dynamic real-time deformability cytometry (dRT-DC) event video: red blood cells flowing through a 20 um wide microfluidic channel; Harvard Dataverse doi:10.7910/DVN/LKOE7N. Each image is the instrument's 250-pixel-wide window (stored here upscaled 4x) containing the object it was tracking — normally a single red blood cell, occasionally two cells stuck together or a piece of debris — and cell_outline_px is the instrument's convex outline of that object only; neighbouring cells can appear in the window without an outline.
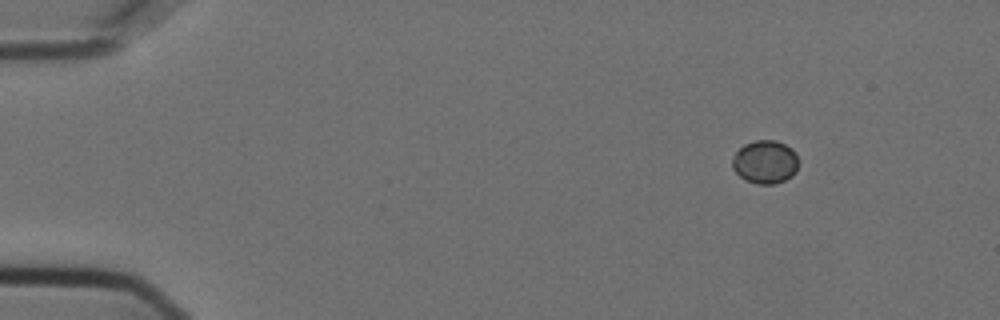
{"species": "Egyptian fruit bat (a non-hibernating species)", "species_latin": "Rousettus aegyptiacus", "temperature_condition": "cold", "stored_images_in_passage": 39, "camera_frame_rate_fps": 3000, "um_per_image_px": 0.085, "animal": {"sex": "female"}, "frame": {"image": 1, "passage_image": 1, "time_ms": 0.0, "image_size_px": [1000, 320], "cell_outline_px": [[796, 172], [792, 176], [776, 184], [756, 184], [744, 180], [732, 168], [732, 156], [744, 144], [756, 140], [776, 140], [792, 148], [796, 152]], "centroid_in_image_um": [65.01, 13.77], "position_along_channel_um": 20.0, "area_um2": 16.76}}
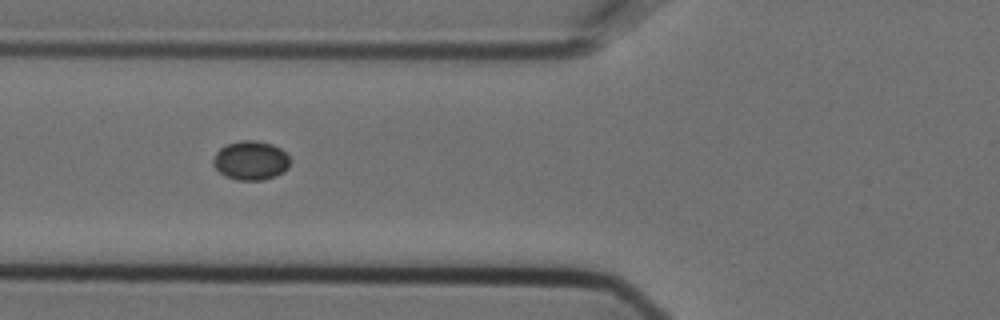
{"frame": {"image": 2, "passage_image": 16, "time_ms": 5.0, "image_size_px": [1000, 320], "cell_outline_px": [[288, 168], [284, 172], [276, 176], [264, 180], [236, 180], [224, 176], [212, 164], [212, 160], [216, 152], [224, 144], [240, 140], [256, 140], [272, 144], [280, 148], [288, 156]], "centroid_in_image_um": [21.28, 13.64], "position_along_channel_um": 104.5, "area_um2": 17.69}}
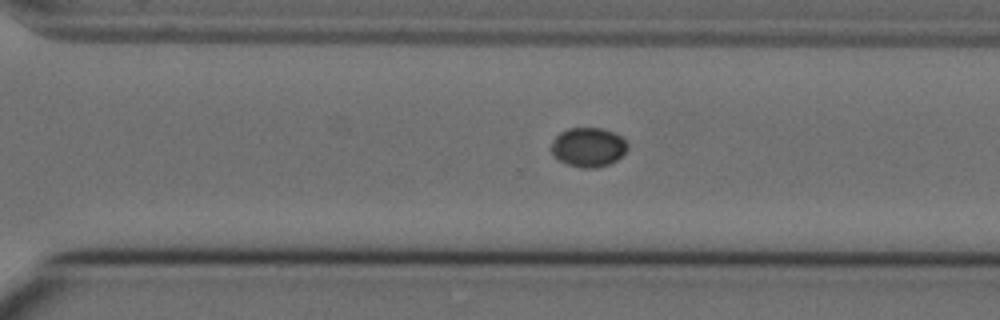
{"frame": {"image": 3, "passage_image": 34, "time_ms": 11.0, "image_size_px": [1000, 320], "cell_outline_px": [[628, 148], [616, 160], [608, 164], [596, 168], [580, 168], [568, 164], [560, 160], [552, 152], [552, 140], [560, 132], [568, 128], [604, 128], [620, 136], [628, 144]], "centroid_in_image_um": [50.0, 12.5], "position_along_channel_um": 320.6, "area_um2": 17.28}}